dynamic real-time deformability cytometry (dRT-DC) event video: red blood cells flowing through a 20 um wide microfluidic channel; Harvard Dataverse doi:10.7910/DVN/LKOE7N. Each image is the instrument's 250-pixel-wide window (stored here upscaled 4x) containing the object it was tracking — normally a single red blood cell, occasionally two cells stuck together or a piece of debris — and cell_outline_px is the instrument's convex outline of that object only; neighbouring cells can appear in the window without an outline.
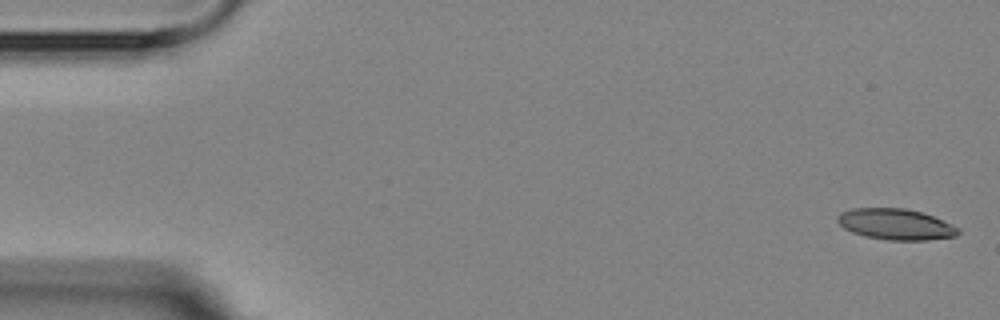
{"species": "Egyptian fruit bat (a non-hibernating species)", "species_latin": "Rousettus aegyptiacus", "temperature_condition": "room temperature", "stored_images_in_passage": 6, "segment_of_instrument_passage": [1, 2], "camera_frame_rate_fps": 3000, "um_per_image_px": 0.085, "animal": {"sex": "female"}, "frame": {"image": 1, "passage_image": 1, "time_ms": 0.0, "image_size_px": [1000, 320], "cell_outline_px": [[960, 232], [956, 236], [928, 240], [888, 240], [864, 236], [852, 232], [844, 228], [836, 220], [836, 216], [840, 212], [852, 208], [904, 208], [920, 212], [932, 216], [952, 224], [960, 228]], "centroid_in_image_um": [76.12, 19.06], "position_along_channel_um": 8.9, "area_um2": 21.85}}